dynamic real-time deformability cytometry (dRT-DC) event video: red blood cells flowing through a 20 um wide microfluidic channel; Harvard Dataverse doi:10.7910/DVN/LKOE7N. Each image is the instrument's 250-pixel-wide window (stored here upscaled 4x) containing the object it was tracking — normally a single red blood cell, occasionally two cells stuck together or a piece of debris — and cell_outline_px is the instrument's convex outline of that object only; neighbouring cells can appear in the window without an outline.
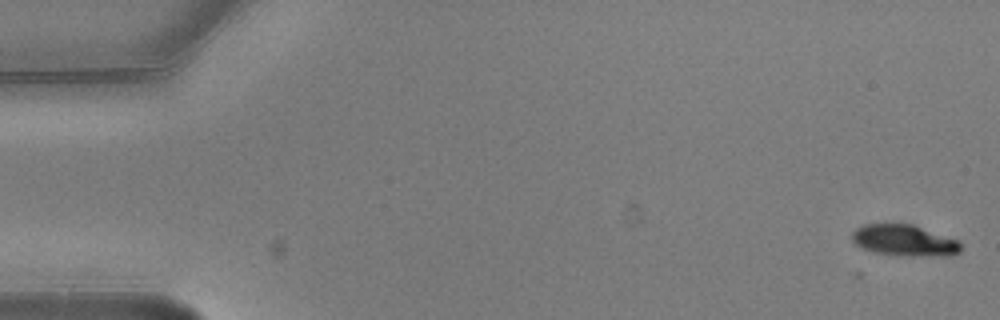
{"species": "common noctule bat (a hibernating species)", "species_latin": "Nyctalus noctula", "temperature_condition": "warm", "stored_images_in_passage": 8, "camera_frame_rate_fps": 3000, "um_per_image_px": 0.085, "animal": {"sex": "male", "body_mass_g": 20.5, "forearm_length_mm": 52.5}, "frame": {"image": 1, "passage_image": 1, "time_ms": 0.0, "image_size_px": [1000, 320], "cell_outline_px": [[960, 252], [952, 256], [900, 256], [876, 252], [860, 248], [852, 240], [852, 232], [856, 228], [864, 224], [912, 224], [956, 240], [960, 244]], "centroid_in_image_um": [76.84, 20.45], "position_along_channel_um": 8.2, "area_um2": 19.77}}
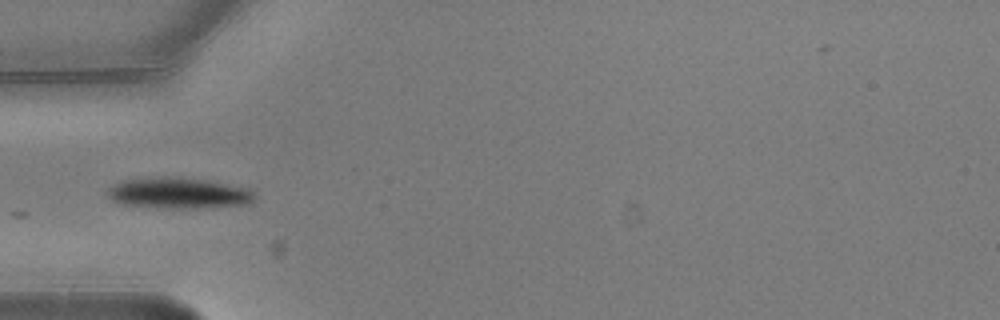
{"frame": {"image": 2, "passage_image": 6, "time_ms": 1.667, "image_size_px": [1000, 320], "cell_outline_px": [[256, 196], [252, 200], [244, 204], [216, 208], [156, 208], [124, 204], [112, 200], [108, 196], [108, 188], [112, 184], [124, 180], [156, 176], [160, 176], [204, 180], [248, 188]], "centroid_in_image_um": [15.14, 16.42], "position_along_channel_um": 69.9, "area_um2": 26.53}}
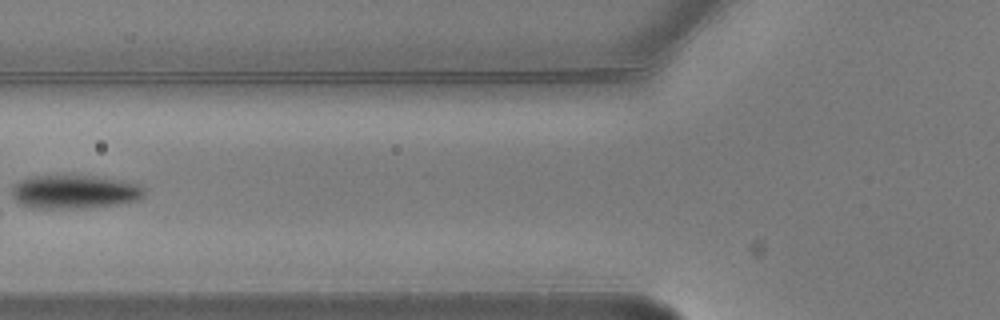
{"frame": {"image": 3, "passage_image": 7, "time_ms": 2.0, "image_size_px": [1000, 320], "cell_outline_px": [[148, 188], [144, 196], [140, 200], [120, 204], [88, 208], [32, 208], [20, 204], [12, 196], [12, 184], [28, 176], [60, 172], [72, 172], [120, 180], [140, 184]], "centroid_in_image_um": [6.34, 16.25], "position_along_channel_um": 119.5, "area_um2": 27.63}}